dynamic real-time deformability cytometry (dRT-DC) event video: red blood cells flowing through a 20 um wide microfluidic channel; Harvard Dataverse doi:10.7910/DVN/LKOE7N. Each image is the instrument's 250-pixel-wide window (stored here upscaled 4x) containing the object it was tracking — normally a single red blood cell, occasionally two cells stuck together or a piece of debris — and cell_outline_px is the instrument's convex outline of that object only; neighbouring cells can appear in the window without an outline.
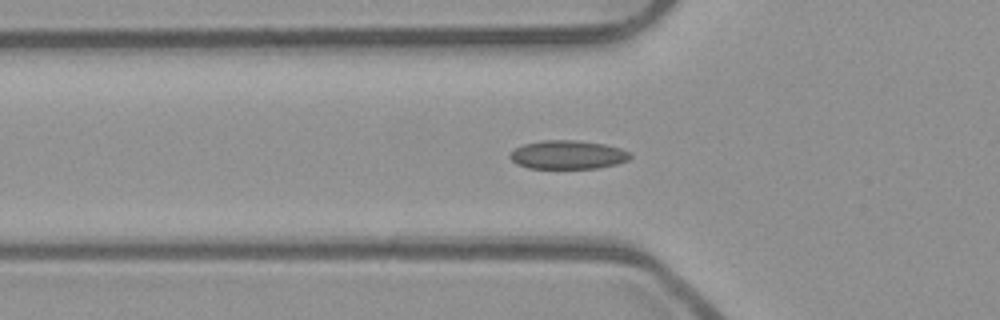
{"species": "common noctule bat (a hibernating species)", "species_latin": "Nyctalus noctula", "temperature_condition": "room temperature", "stored_images_in_passage": 54, "segment_of_instrument_passage": [1, 2], "camera_frame_rate_fps": 3000, "um_per_image_px": 0.085, "animal": {"sex": "male", "body_mass_g": 23.1, "forearm_length_mm": 52.7}, "frame": {"image": 1, "passage_image": 18, "time_ms": 5.667, "image_size_px": [1000, 320], "cell_outline_px": [[632, 156], [628, 160], [616, 164], [600, 168], [528, 168], [516, 164], [508, 156], [516, 148], [524, 144], [540, 140], [576, 140], [604, 144], [620, 148], [632, 152]], "centroid_in_image_um": [48.28, 13.15], "position_along_channel_um": 77.5, "area_um2": 20.17}}
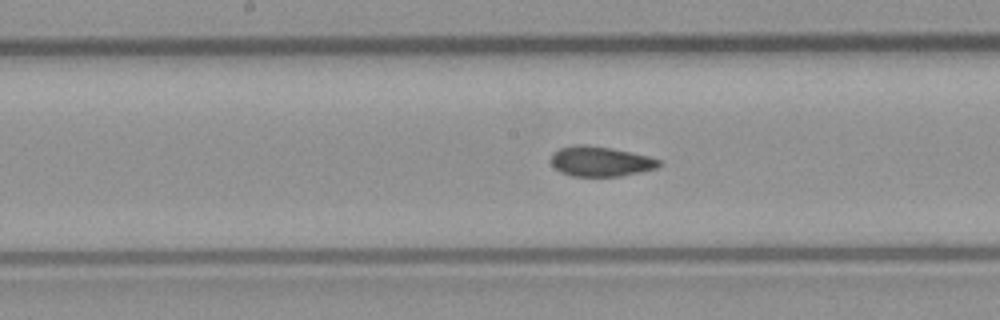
{"frame": {"image": 2, "passage_image": 27, "time_ms": 8.667, "image_size_px": [1000, 320], "cell_outline_px": [[660, 164], [656, 168], [640, 172], [620, 176], [572, 176], [560, 172], [552, 164], [552, 152], [560, 148], [576, 144], [584, 144], [612, 148], [648, 156], [660, 160]], "centroid_in_image_um": [51.02, 13.71], "position_along_channel_um": 197.2, "area_um2": 18.79}}
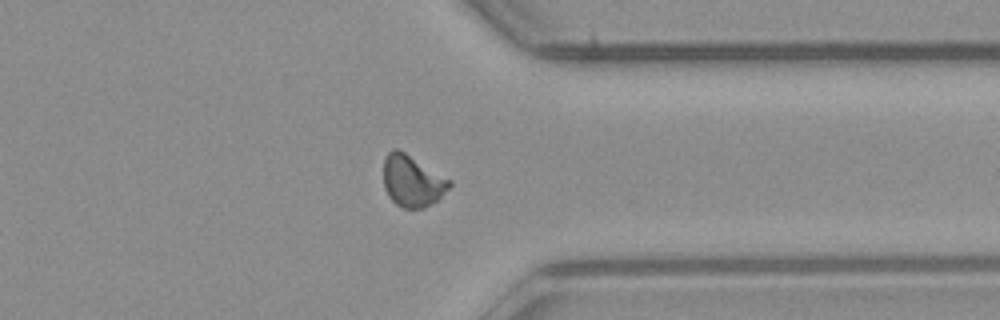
{"frame": {"image": 3, "passage_image": 41, "time_ms": 13.333, "image_size_px": [1000, 320], "cell_outline_px": [[452, 184], [436, 200], [424, 208], [404, 208], [396, 204], [388, 196], [384, 188], [384, 156], [392, 148], [396, 148], [404, 152], [452, 180]], "centroid_in_image_um": [35.02, 15.37], "position_along_channel_um": 376.4, "area_um2": 19.65}}